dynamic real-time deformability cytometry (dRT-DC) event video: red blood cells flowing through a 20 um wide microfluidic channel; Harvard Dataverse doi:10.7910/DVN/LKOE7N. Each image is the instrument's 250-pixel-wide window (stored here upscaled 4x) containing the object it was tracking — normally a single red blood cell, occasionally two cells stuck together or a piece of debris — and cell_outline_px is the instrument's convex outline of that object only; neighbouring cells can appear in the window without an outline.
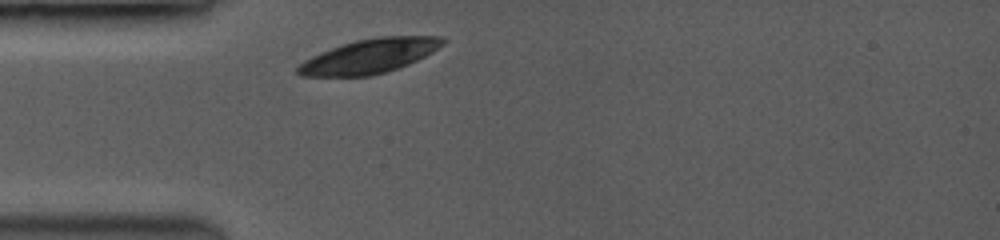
{"species": "common noctule bat (a hibernating species)", "species_latin": "Nyctalus noctula", "temperature_condition": "room temperature", "stored_images_in_passage": 22, "camera_frame_rate_fps": 3500, "um_per_image_px": 0.085, "animal": {"sex": "female", "body_mass_g": 19.0, "forearm_length_mm": 53.3}, "frame": {"image": 1, "passage_image": 1, "time_ms": 0.0, "image_size_px": [1000, 240], "cell_outline_px": [[448, 40], [444, 44], [432, 52], [408, 64], [384, 72], [368, 76], [300, 76], [296, 72], [296, 68], [304, 60], [320, 52], [356, 40], [380, 36], [444, 36]], "centroid_in_image_um": [31.42, 4.76], "position_along_channel_um": 53.6, "area_um2": 28.78}}
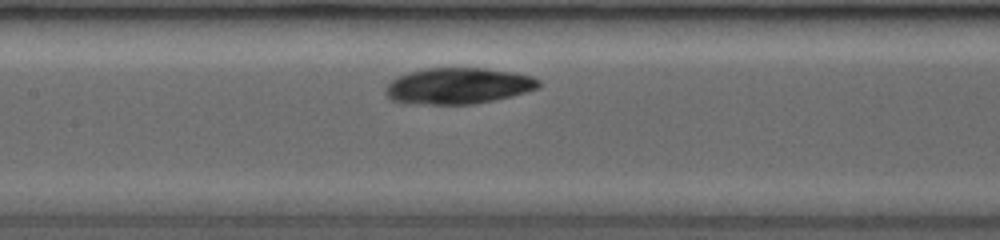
{"frame": {"image": 2, "passage_image": 9, "time_ms": 3.143, "image_size_px": [1000, 240], "cell_outline_px": [[540, 88], [492, 100], [472, 104], [432, 104], [392, 100], [384, 92], [388, 84], [396, 76], [408, 72], [428, 68], [488, 68], [516, 72], [532, 76], [540, 80]], "centroid_in_image_um": [38.98, 7.27], "position_along_channel_um": 168.4, "area_um2": 32.02}}
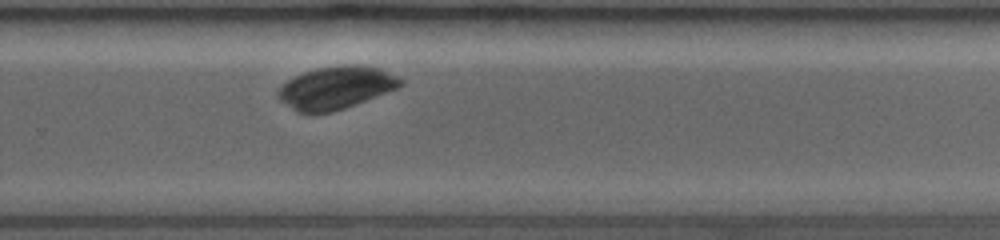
{"frame": {"image": 3, "passage_image": 22, "time_ms": 6.571, "image_size_px": [1000, 240], "cell_outline_px": [[404, 84], [396, 88], [356, 104], [332, 112], [300, 112], [280, 100], [280, 88], [288, 80], [304, 72], [320, 68], [376, 68], [404, 80]], "centroid_in_image_um": [28.55, 7.51], "position_along_channel_um": 301.3, "area_um2": 28.44}}